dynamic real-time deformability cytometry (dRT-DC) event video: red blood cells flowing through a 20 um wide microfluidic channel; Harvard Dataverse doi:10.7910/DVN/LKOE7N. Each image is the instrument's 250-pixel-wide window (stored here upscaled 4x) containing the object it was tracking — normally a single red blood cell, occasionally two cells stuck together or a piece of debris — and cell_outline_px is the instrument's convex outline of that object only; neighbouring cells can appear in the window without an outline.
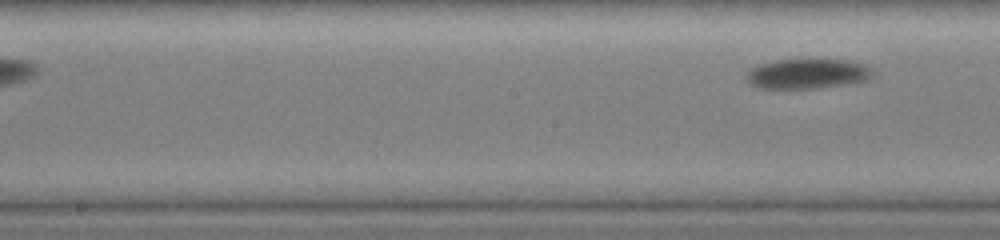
{"species": "common noctule bat (a hibernating species)", "species_latin": "Nyctalus noctula", "temperature_condition": "warm", "stored_images_in_passage": 10, "segment_of_instrument_passage": [2, 2], "camera_frame_rate_fps": 3000, "um_per_image_px": 0.085, "animal": {"sex": "female", "body_mass_g": 19.0, "forearm_length_mm": 51.5}, "frame": {"image": 1, "passage_image": 10, "time_ms": 3.667, "image_size_px": [1000, 240], "cell_outline_px": [[876, 72], [868, 80], [848, 84], [816, 88], [756, 88], [748, 80], [748, 72], [752, 68], [760, 64], [780, 60], [848, 60], [868, 64]], "centroid_in_image_um": [68.74, 6.27], "position_along_channel_um": 179.5, "area_um2": 21.96}}